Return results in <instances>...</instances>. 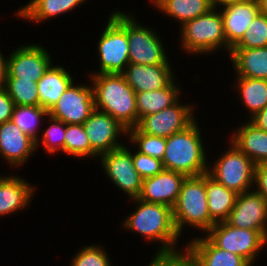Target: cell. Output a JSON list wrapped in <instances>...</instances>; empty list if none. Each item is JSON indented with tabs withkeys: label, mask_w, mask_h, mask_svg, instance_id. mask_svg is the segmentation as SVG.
I'll use <instances>...</instances> for the list:
<instances>
[{
	"label": "cell",
	"mask_w": 267,
	"mask_h": 266,
	"mask_svg": "<svg viewBox=\"0 0 267 266\" xmlns=\"http://www.w3.org/2000/svg\"><path fill=\"white\" fill-rule=\"evenodd\" d=\"M85 0H31L17 12L18 16L29 21L41 22L70 11Z\"/></svg>",
	"instance_id": "obj_27"
},
{
	"label": "cell",
	"mask_w": 267,
	"mask_h": 266,
	"mask_svg": "<svg viewBox=\"0 0 267 266\" xmlns=\"http://www.w3.org/2000/svg\"><path fill=\"white\" fill-rule=\"evenodd\" d=\"M38 85L31 80L7 77L5 90L16 106H40Z\"/></svg>",
	"instance_id": "obj_30"
},
{
	"label": "cell",
	"mask_w": 267,
	"mask_h": 266,
	"mask_svg": "<svg viewBox=\"0 0 267 266\" xmlns=\"http://www.w3.org/2000/svg\"><path fill=\"white\" fill-rule=\"evenodd\" d=\"M102 165L108 177L132 199L142 190V178L134 168L132 153L122 146L101 155Z\"/></svg>",
	"instance_id": "obj_11"
},
{
	"label": "cell",
	"mask_w": 267,
	"mask_h": 266,
	"mask_svg": "<svg viewBox=\"0 0 267 266\" xmlns=\"http://www.w3.org/2000/svg\"><path fill=\"white\" fill-rule=\"evenodd\" d=\"M251 122L261 130L267 132V106L258 111L253 117L250 118Z\"/></svg>",
	"instance_id": "obj_41"
},
{
	"label": "cell",
	"mask_w": 267,
	"mask_h": 266,
	"mask_svg": "<svg viewBox=\"0 0 267 266\" xmlns=\"http://www.w3.org/2000/svg\"><path fill=\"white\" fill-rule=\"evenodd\" d=\"M226 222L242 229L267 230V202L254 190L238 194Z\"/></svg>",
	"instance_id": "obj_15"
},
{
	"label": "cell",
	"mask_w": 267,
	"mask_h": 266,
	"mask_svg": "<svg viewBox=\"0 0 267 266\" xmlns=\"http://www.w3.org/2000/svg\"><path fill=\"white\" fill-rule=\"evenodd\" d=\"M35 150V141L12 121L0 125V155L11 165H23Z\"/></svg>",
	"instance_id": "obj_19"
},
{
	"label": "cell",
	"mask_w": 267,
	"mask_h": 266,
	"mask_svg": "<svg viewBox=\"0 0 267 266\" xmlns=\"http://www.w3.org/2000/svg\"><path fill=\"white\" fill-rule=\"evenodd\" d=\"M186 252V253H185ZM185 254L178 252L159 253L155 255L152 262L148 266H193L192 260L188 251Z\"/></svg>",
	"instance_id": "obj_38"
},
{
	"label": "cell",
	"mask_w": 267,
	"mask_h": 266,
	"mask_svg": "<svg viewBox=\"0 0 267 266\" xmlns=\"http://www.w3.org/2000/svg\"><path fill=\"white\" fill-rule=\"evenodd\" d=\"M126 68L122 75L135 93L157 91L174 80L169 61L157 65L129 63Z\"/></svg>",
	"instance_id": "obj_18"
},
{
	"label": "cell",
	"mask_w": 267,
	"mask_h": 266,
	"mask_svg": "<svg viewBox=\"0 0 267 266\" xmlns=\"http://www.w3.org/2000/svg\"><path fill=\"white\" fill-rule=\"evenodd\" d=\"M200 132L194 121L185 130L166 138L163 165L166 170L199 176L208 173Z\"/></svg>",
	"instance_id": "obj_2"
},
{
	"label": "cell",
	"mask_w": 267,
	"mask_h": 266,
	"mask_svg": "<svg viewBox=\"0 0 267 266\" xmlns=\"http://www.w3.org/2000/svg\"><path fill=\"white\" fill-rule=\"evenodd\" d=\"M208 1L211 4V6L216 9L218 5L224 6L226 4L233 3L236 1H242V0H208Z\"/></svg>",
	"instance_id": "obj_43"
},
{
	"label": "cell",
	"mask_w": 267,
	"mask_h": 266,
	"mask_svg": "<svg viewBox=\"0 0 267 266\" xmlns=\"http://www.w3.org/2000/svg\"><path fill=\"white\" fill-rule=\"evenodd\" d=\"M174 85L172 80L166 87L160 90L136 93L138 122L142 117L158 113L178 101L180 90Z\"/></svg>",
	"instance_id": "obj_26"
},
{
	"label": "cell",
	"mask_w": 267,
	"mask_h": 266,
	"mask_svg": "<svg viewBox=\"0 0 267 266\" xmlns=\"http://www.w3.org/2000/svg\"><path fill=\"white\" fill-rule=\"evenodd\" d=\"M230 58L237 76L267 79V46L231 49Z\"/></svg>",
	"instance_id": "obj_25"
},
{
	"label": "cell",
	"mask_w": 267,
	"mask_h": 266,
	"mask_svg": "<svg viewBox=\"0 0 267 266\" xmlns=\"http://www.w3.org/2000/svg\"><path fill=\"white\" fill-rule=\"evenodd\" d=\"M267 46V15L259 13L248 26L247 32L232 49H250Z\"/></svg>",
	"instance_id": "obj_32"
},
{
	"label": "cell",
	"mask_w": 267,
	"mask_h": 266,
	"mask_svg": "<svg viewBox=\"0 0 267 266\" xmlns=\"http://www.w3.org/2000/svg\"><path fill=\"white\" fill-rule=\"evenodd\" d=\"M214 9L182 25L181 40L185 51L206 54L225 46L230 54L231 48L226 43L221 12L217 13Z\"/></svg>",
	"instance_id": "obj_6"
},
{
	"label": "cell",
	"mask_w": 267,
	"mask_h": 266,
	"mask_svg": "<svg viewBox=\"0 0 267 266\" xmlns=\"http://www.w3.org/2000/svg\"><path fill=\"white\" fill-rule=\"evenodd\" d=\"M172 211L175 228L179 235L186 223L206 232L211 229L215 222L209 215L205 174L186 177Z\"/></svg>",
	"instance_id": "obj_4"
},
{
	"label": "cell",
	"mask_w": 267,
	"mask_h": 266,
	"mask_svg": "<svg viewBox=\"0 0 267 266\" xmlns=\"http://www.w3.org/2000/svg\"><path fill=\"white\" fill-rule=\"evenodd\" d=\"M73 82L68 71L63 67H52L51 64L37 82L40 106L49 111Z\"/></svg>",
	"instance_id": "obj_22"
},
{
	"label": "cell",
	"mask_w": 267,
	"mask_h": 266,
	"mask_svg": "<svg viewBox=\"0 0 267 266\" xmlns=\"http://www.w3.org/2000/svg\"><path fill=\"white\" fill-rule=\"evenodd\" d=\"M260 6V13L267 15V0H258Z\"/></svg>",
	"instance_id": "obj_44"
},
{
	"label": "cell",
	"mask_w": 267,
	"mask_h": 266,
	"mask_svg": "<svg viewBox=\"0 0 267 266\" xmlns=\"http://www.w3.org/2000/svg\"><path fill=\"white\" fill-rule=\"evenodd\" d=\"M63 153L77 157L90 156V142L83 125L66 124Z\"/></svg>",
	"instance_id": "obj_34"
},
{
	"label": "cell",
	"mask_w": 267,
	"mask_h": 266,
	"mask_svg": "<svg viewBox=\"0 0 267 266\" xmlns=\"http://www.w3.org/2000/svg\"><path fill=\"white\" fill-rule=\"evenodd\" d=\"M71 266H111L109 257L99 246H87L75 255Z\"/></svg>",
	"instance_id": "obj_36"
},
{
	"label": "cell",
	"mask_w": 267,
	"mask_h": 266,
	"mask_svg": "<svg viewBox=\"0 0 267 266\" xmlns=\"http://www.w3.org/2000/svg\"><path fill=\"white\" fill-rule=\"evenodd\" d=\"M186 175L164 169L159 174L142 180L139 199L173 208L177 202Z\"/></svg>",
	"instance_id": "obj_16"
},
{
	"label": "cell",
	"mask_w": 267,
	"mask_h": 266,
	"mask_svg": "<svg viewBox=\"0 0 267 266\" xmlns=\"http://www.w3.org/2000/svg\"><path fill=\"white\" fill-rule=\"evenodd\" d=\"M129 133L130 141L138 144V152L151 156L153 158L163 160L166 149V138L158 137L141 132L137 127L127 130Z\"/></svg>",
	"instance_id": "obj_33"
},
{
	"label": "cell",
	"mask_w": 267,
	"mask_h": 266,
	"mask_svg": "<svg viewBox=\"0 0 267 266\" xmlns=\"http://www.w3.org/2000/svg\"><path fill=\"white\" fill-rule=\"evenodd\" d=\"M221 12L227 45L232 49L247 32L252 20L260 13L258 0H242L224 5Z\"/></svg>",
	"instance_id": "obj_17"
},
{
	"label": "cell",
	"mask_w": 267,
	"mask_h": 266,
	"mask_svg": "<svg viewBox=\"0 0 267 266\" xmlns=\"http://www.w3.org/2000/svg\"><path fill=\"white\" fill-rule=\"evenodd\" d=\"M134 168L142 179L155 176L165 168L160 159L153 158L141 152L132 154Z\"/></svg>",
	"instance_id": "obj_37"
},
{
	"label": "cell",
	"mask_w": 267,
	"mask_h": 266,
	"mask_svg": "<svg viewBox=\"0 0 267 266\" xmlns=\"http://www.w3.org/2000/svg\"><path fill=\"white\" fill-rule=\"evenodd\" d=\"M14 102L5 89L0 90V125L12 120Z\"/></svg>",
	"instance_id": "obj_40"
},
{
	"label": "cell",
	"mask_w": 267,
	"mask_h": 266,
	"mask_svg": "<svg viewBox=\"0 0 267 266\" xmlns=\"http://www.w3.org/2000/svg\"><path fill=\"white\" fill-rule=\"evenodd\" d=\"M33 187L17 176L0 177V215L11 214L29 204Z\"/></svg>",
	"instance_id": "obj_23"
},
{
	"label": "cell",
	"mask_w": 267,
	"mask_h": 266,
	"mask_svg": "<svg viewBox=\"0 0 267 266\" xmlns=\"http://www.w3.org/2000/svg\"><path fill=\"white\" fill-rule=\"evenodd\" d=\"M138 203L135 212L124 221L126 229H132L145 236L148 240H159L162 245L159 253H173L179 234L173 221L171 207L156 203H147L139 198L133 201Z\"/></svg>",
	"instance_id": "obj_3"
},
{
	"label": "cell",
	"mask_w": 267,
	"mask_h": 266,
	"mask_svg": "<svg viewBox=\"0 0 267 266\" xmlns=\"http://www.w3.org/2000/svg\"><path fill=\"white\" fill-rule=\"evenodd\" d=\"M48 52L40 45H25L7 59V77L38 82L51 65Z\"/></svg>",
	"instance_id": "obj_14"
},
{
	"label": "cell",
	"mask_w": 267,
	"mask_h": 266,
	"mask_svg": "<svg viewBox=\"0 0 267 266\" xmlns=\"http://www.w3.org/2000/svg\"><path fill=\"white\" fill-rule=\"evenodd\" d=\"M94 110L93 86H75L72 83L48 111V116L65 124L82 125Z\"/></svg>",
	"instance_id": "obj_9"
},
{
	"label": "cell",
	"mask_w": 267,
	"mask_h": 266,
	"mask_svg": "<svg viewBox=\"0 0 267 266\" xmlns=\"http://www.w3.org/2000/svg\"><path fill=\"white\" fill-rule=\"evenodd\" d=\"M90 142V157L100 156L122 147L116 138L120 133H127L117 120L106 112L95 109L82 124Z\"/></svg>",
	"instance_id": "obj_12"
},
{
	"label": "cell",
	"mask_w": 267,
	"mask_h": 266,
	"mask_svg": "<svg viewBox=\"0 0 267 266\" xmlns=\"http://www.w3.org/2000/svg\"><path fill=\"white\" fill-rule=\"evenodd\" d=\"M6 78H7V60H4V57L0 52V90L5 88Z\"/></svg>",
	"instance_id": "obj_42"
},
{
	"label": "cell",
	"mask_w": 267,
	"mask_h": 266,
	"mask_svg": "<svg viewBox=\"0 0 267 266\" xmlns=\"http://www.w3.org/2000/svg\"><path fill=\"white\" fill-rule=\"evenodd\" d=\"M160 11L174 17L181 25L208 13L213 7L208 0H154Z\"/></svg>",
	"instance_id": "obj_28"
},
{
	"label": "cell",
	"mask_w": 267,
	"mask_h": 266,
	"mask_svg": "<svg viewBox=\"0 0 267 266\" xmlns=\"http://www.w3.org/2000/svg\"><path fill=\"white\" fill-rule=\"evenodd\" d=\"M100 74H122L129 61L127 39V15L113 12L103 31L99 43Z\"/></svg>",
	"instance_id": "obj_5"
},
{
	"label": "cell",
	"mask_w": 267,
	"mask_h": 266,
	"mask_svg": "<svg viewBox=\"0 0 267 266\" xmlns=\"http://www.w3.org/2000/svg\"><path fill=\"white\" fill-rule=\"evenodd\" d=\"M231 143L249 157L255 165L267 163V132L251 121L237 129Z\"/></svg>",
	"instance_id": "obj_21"
},
{
	"label": "cell",
	"mask_w": 267,
	"mask_h": 266,
	"mask_svg": "<svg viewBox=\"0 0 267 266\" xmlns=\"http://www.w3.org/2000/svg\"><path fill=\"white\" fill-rule=\"evenodd\" d=\"M237 87L252 117L267 106V79L238 76Z\"/></svg>",
	"instance_id": "obj_29"
},
{
	"label": "cell",
	"mask_w": 267,
	"mask_h": 266,
	"mask_svg": "<svg viewBox=\"0 0 267 266\" xmlns=\"http://www.w3.org/2000/svg\"><path fill=\"white\" fill-rule=\"evenodd\" d=\"M127 15V39L130 63L140 65L166 64L162 42L151 29L142 27Z\"/></svg>",
	"instance_id": "obj_10"
},
{
	"label": "cell",
	"mask_w": 267,
	"mask_h": 266,
	"mask_svg": "<svg viewBox=\"0 0 267 266\" xmlns=\"http://www.w3.org/2000/svg\"><path fill=\"white\" fill-rule=\"evenodd\" d=\"M50 121L53 123L48 129L43 132L42 144L49 153L64 150L65 147V133L66 124L61 120L49 116Z\"/></svg>",
	"instance_id": "obj_35"
},
{
	"label": "cell",
	"mask_w": 267,
	"mask_h": 266,
	"mask_svg": "<svg viewBox=\"0 0 267 266\" xmlns=\"http://www.w3.org/2000/svg\"><path fill=\"white\" fill-rule=\"evenodd\" d=\"M95 109L111 115L127 130L136 127V93L122 74H93Z\"/></svg>",
	"instance_id": "obj_1"
},
{
	"label": "cell",
	"mask_w": 267,
	"mask_h": 266,
	"mask_svg": "<svg viewBox=\"0 0 267 266\" xmlns=\"http://www.w3.org/2000/svg\"><path fill=\"white\" fill-rule=\"evenodd\" d=\"M254 183L258 187L255 192L260 194L267 202V163L255 165Z\"/></svg>",
	"instance_id": "obj_39"
},
{
	"label": "cell",
	"mask_w": 267,
	"mask_h": 266,
	"mask_svg": "<svg viewBox=\"0 0 267 266\" xmlns=\"http://www.w3.org/2000/svg\"><path fill=\"white\" fill-rule=\"evenodd\" d=\"M48 111L41 106H14L12 122L25 134L35 141V145H39V137L36 130L37 125Z\"/></svg>",
	"instance_id": "obj_31"
},
{
	"label": "cell",
	"mask_w": 267,
	"mask_h": 266,
	"mask_svg": "<svg viewBox=\"0 0 267 266\" xmlns=\"http://www.w3.org/2000/svg\"><path fill=\"white\" fill-rule=\"evenodd\" d=\"M187 247L193 266H251L241 256L216 247L207 237L193 239Z\"/></svg>",
	"instance_id": "obj_20"
},
{
	"label": "cell",
	"mask_w": 267,
	"mask_h": 266,
	"mask_svg": "<svg viewBox=\"0 0 267 266\" xmlns=\"http://www.w3.org/2000/svg\"><path fill=\"white\" fill-rule=\"evenodd\" d=\"M211 169L208 174L212 178L237 194L248 192L254 183V162L234 144Z\"/></svg>",
	"instance_id": "obj_8"
},
{
	"label": "cell",
	"mask_w": 267,
	"mask_h": 266,
	"mask_svg": "<svg viewBox=\"0 0 267 266\" xmlns=\"http://www.w3.org/2000/svg\"><path fill=\"white\" fill-rule=\"evenodd\" d=\"M205 189L210 218L215 223L226 221L238 194L217 182L208 173L205 174Z\"/></svg>",
	"instance_id": "obj_24"
},
{
	"label": "cell",
	"mask_w": 267,
	"mask_h": 266,
	"mask_svg": "<svg viewBox=\"0 0 267 266\" xmlns=\"http://www.w3.org/2000/svg\"><path fill=\"white\" fill-rule=\"evenodd\" d=\"M191 107L180 105L177 101L158 113L142 117L136 127L143 133L168 138L185 130L195 121Z\"/></svg>",
	"instance_id": "obj_13"
},
{
	"label": "cell",
	"mask_w": 267,
	"mask_h": 266,
	"mask_svg": "<svg viewBox=\"0 0 267 266\" xmlns=\"http://www.w3.org/2000/svg\"><path fill=\"white\" fill-rule=\"evenodd\" d=\"M206 237L218 248L237 254L250 264L267 244V230L242 229L226 221L215 223Z\"/></svg>",
	"instance_id": "obj_7"
}]
</instances>
